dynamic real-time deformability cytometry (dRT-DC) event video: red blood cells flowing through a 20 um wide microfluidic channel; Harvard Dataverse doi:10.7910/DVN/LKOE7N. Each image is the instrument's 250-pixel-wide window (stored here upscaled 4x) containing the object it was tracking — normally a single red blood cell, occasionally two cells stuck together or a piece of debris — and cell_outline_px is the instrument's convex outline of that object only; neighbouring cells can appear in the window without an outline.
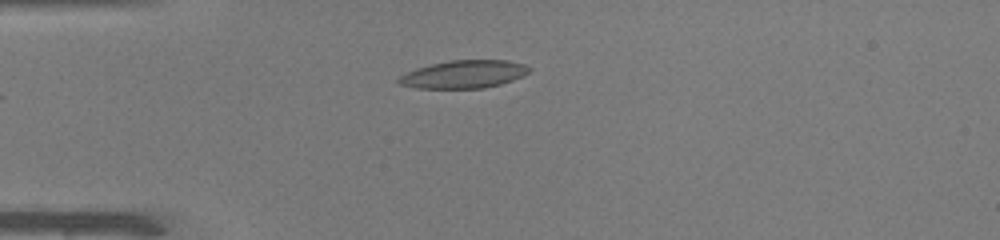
{"species": "common noctule bat (a hibernating species)", "species_latin": "Nyctalus noctula", "temperature_condition": "warm", "stored_images_in_passage": 39, "camera_frame_rate_fps": 3000, "um_per_image_px": 0.085, "animal": {"sex": "male", "body_mass_g": 19.0, "forearm_length_mm": 50.8}, "frame": {"image": 1, "passage_image": 2, "time_ms": 0.333, "image_size_px": [1000, 240], "cell_outline_px": [[532, 68], [524, 76], [500, 84], [484, 88], [416, 88], [400, 84], [396, 80], [400, 76], [416, 68], [448, 60], [508, 60], [524, 64]], "centroid_in_image_um": [39.45, 6.31], "position_along_channel_um": 45.6, "area_um2": 21.15}}
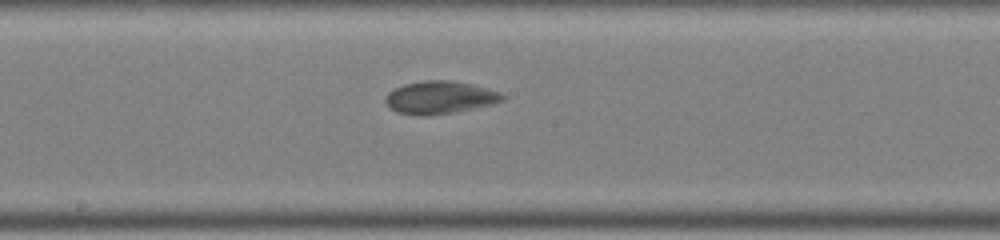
{"frame": {"image": 2, "passage_image": 16, "time_ms": 5.0, "image_size_px": [1000, 240], "cell_outline_px": [[504, 100], [492, 104], [456, 112], [424, 116], [420, 116], [396, 112], [384, 100], [388, 92], [404, 84], [424, 80], [452, 80], [472, 84], [500, 92], [504, 96]], "centroid_in_image_um": [37.39, 8.28], "position_along_channel_um": 210.8, "area_um2": 22.25}}
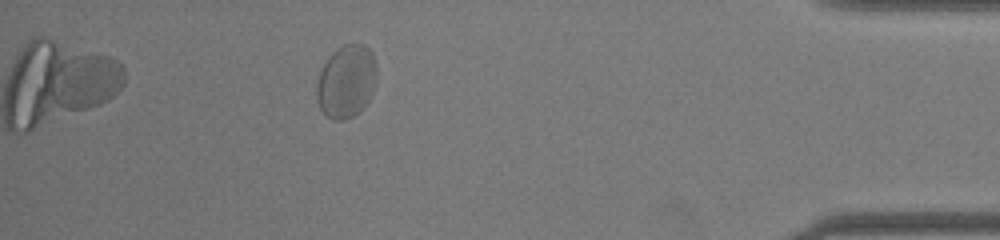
{"frame": {"image": 3, "passage_image": 34, "time_ms": 11.0, "image_size_px": [1000, 240], "cell_outline_px": [[376, 76], [368, 100], [352, 116], [344, 120], [332, 120], [320, 108], [316, 100], [316, 84], [320, 72], [328, 56], [332, 52], [344, 44], [364, 44], [372, 52], [376, 64]], "centroid_in_image_um": [29.4, 6.89], "position_along_channel_um": 405.8, "area_um2": 25.2}, "authors_computed_cell_mechanics": {"area_um2": 22.3108, "velocity_mm_per_s": 3.9767, "shape_relaxation_time_tau1_ms": 3.3173, "shape_relaxation_time_tau2_ms": null, "deformation_change_tau1": 0.1291, "deformation_change_tau2": null}}